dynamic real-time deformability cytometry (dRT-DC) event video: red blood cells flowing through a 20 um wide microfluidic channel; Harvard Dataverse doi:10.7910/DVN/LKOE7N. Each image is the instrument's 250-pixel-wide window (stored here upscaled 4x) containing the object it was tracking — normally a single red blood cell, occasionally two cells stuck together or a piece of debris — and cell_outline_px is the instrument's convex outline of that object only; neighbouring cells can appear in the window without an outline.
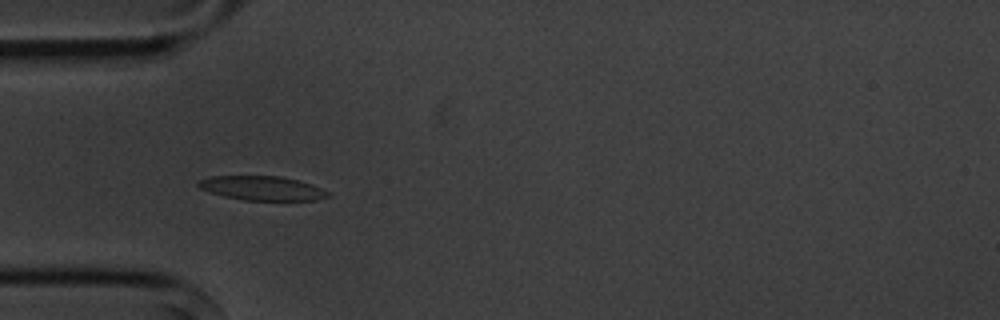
{"species": "common noctule bat (a hibernating species)", "species_latin": "Nyctalus noctula", "temperature_condition": "cold", "stored_images_in_passage": 13, "camera_frame_rate_fps": 3000, "um_per_image_px": 0.085, "animal": {"sex": "male", "body_mass_g": 20.1, "forearm_length_mm": 53.5}, "frame": {"image": 1, "passage_image": 3, "time_ms": 3.333, "image_size_px": [1000, 320], "cell_outline_px": [[332, 196], [316, 200], [244, 200], [224, 196], [208, 192], [200, 188], [196, 184], [196, 180], [212, 176], [280, 176], [312, 184], [328, 192]], "centroid_in_image_um": [22.24, 15.99], "position_along_channel_um": 62.8, "area_um2": 18.32}}
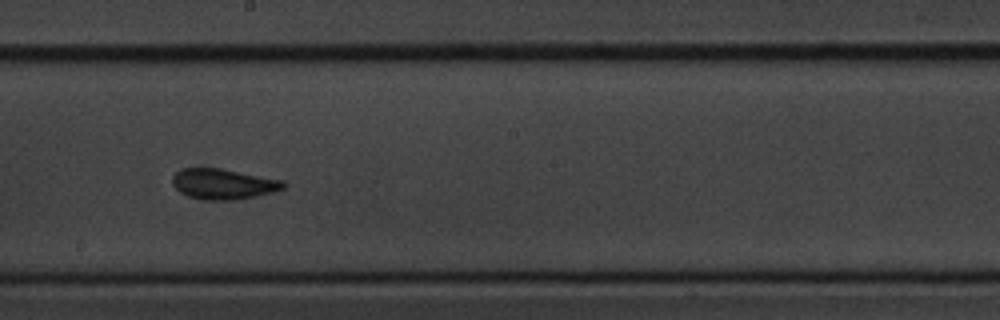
{"frame": {"image": 2, "passage_image": 7, "time_ms": 8.0, "image_size_px": [1000, 320], "cell_outline_px": [[288, 184], [284, 188], [272, 192], [256, 196], [236, 200], [204, 200], [188, 196], [180, 192], [172, 184], [172, 176], [180, 168], [220, 168], [284, 180]], "centroid_in_image_um": [18.98, 15.64], "position_along_channel_um": 229.2, "area_um2": 19.88}}
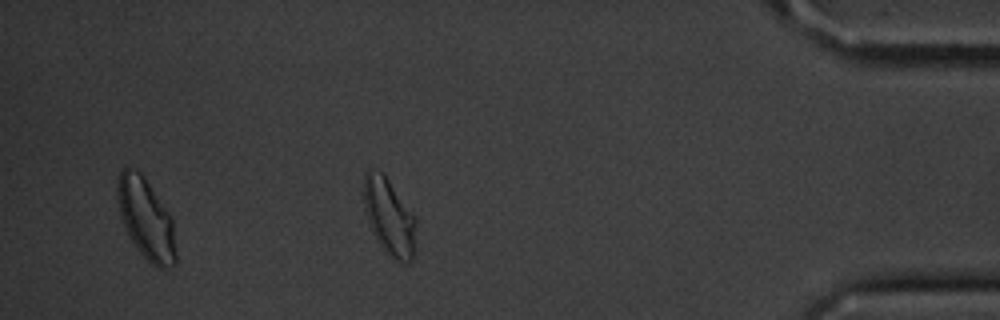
{"frame": {"image": 3, "passage_image": 12, "time_ms": 14.0, "image_size_px": [1000, 320], "cell_outline_px": [[416, 224], [412, 260], [408, 264], [396, 260], [388, 256], [372, 232], [364, 208], [364, 172], [368, 168], [384, 172], [416, 216]], "centroid_in_image_um": [33.08, 18.39], "position_along_channel_um": 402.1, "area_um2": 23.7}, "authors_computed_cell_mechanics": {"area_um2": 19.0162, "velocity_mm_per_s": 3.5864, "shape_relaxation_time_tau1_ms": 6.8456, "shape_relaxation_time_tau2_ms": 1.9234, "deformation_change_tau1": 0.1469, "deformation_change_tau2": 0.0474}}